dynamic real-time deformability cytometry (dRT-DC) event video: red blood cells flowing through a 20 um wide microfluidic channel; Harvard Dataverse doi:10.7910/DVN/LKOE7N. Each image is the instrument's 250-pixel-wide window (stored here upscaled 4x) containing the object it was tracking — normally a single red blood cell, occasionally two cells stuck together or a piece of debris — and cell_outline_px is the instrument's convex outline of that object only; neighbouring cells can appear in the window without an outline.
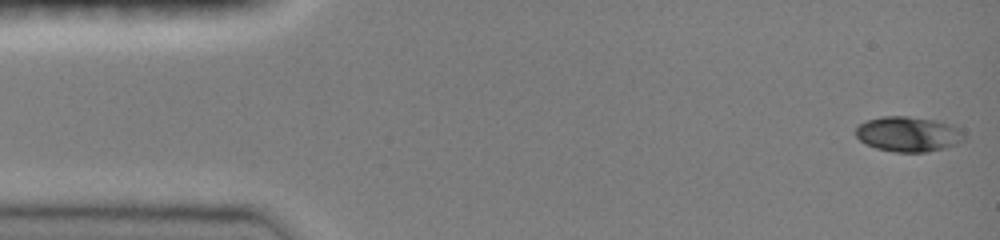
{"species": "common noctule bat (a hibernating species)", "species_latin": "Nyctalus noctula", "temperature_condition": "room temperature", "stored_images_in_passage": 47, "camera_frame_rate_fps": 3000, "um_per_image_px": 0.085, "animal": {"sex": "female", "body_mass_g": 19.0, "forearm_length_mm": 51.5}, "frame": {"image": 1, "passage_image": 1, "time_ms": 0.0, "image_size_px": [1000, 240], "cell_outline_px": [[968, 136], [964, 140], [956, 144], [944, 148], [928, 152], [896, 152], [876, 148], [864, 144], [856, 136], [856, 128], [860, 124], [868, 120], [880, 116], [908, 116], [936, 120], [952, 124], [960, 128]], "centroid_in_image_um": [77.25, 11.39], "position_along_channel_um": 7.8, "area_um2": 22.48}}
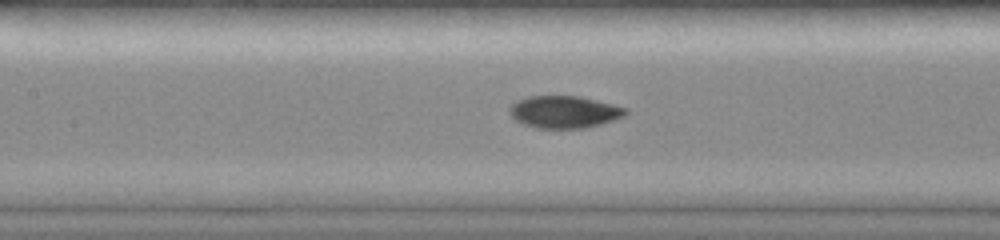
{"frame": {"image": 2, "passage_image": 21, "time_ms": 6.667, "image_size_px": [1000, 240], "cell_outline_px": [[628, 112], [624, 116], [588, 128], [536, 128], [524, 124], [516, 120], [508, 112], [508, 108], [516, 100], [528, 96], [580, 96], [628, 108]], "centroid_in_image_um": [47.94, 9.51], "position_along_channel_um": 159.5, "area_um2": 21.85}}
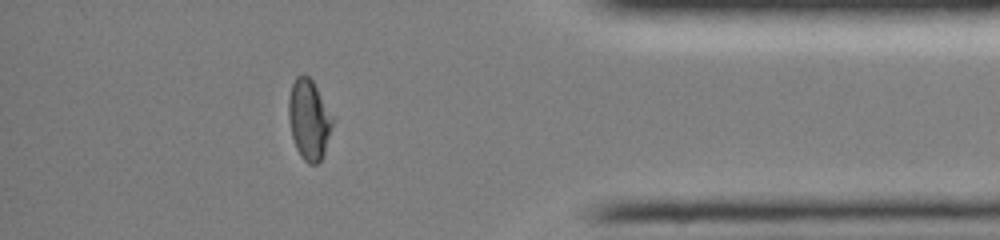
{"frame": {"image": 3, "passage_image": 41, "time_ms": 13.333, "image_size_px": [1000, 240], "cell_outline_px": [[332, 124], [324, 152], [320, 160], [316, 164], [308, 164], [300, 156], [296, 148], [292, 136], [288, 116], [288, 96], [292, 84], [296, 76], [304, 72], [312, 80], [332, 116]], "centroid_in_image_um": [26.22, 10.14], "position_along_channel_um": 409.0, "area_um2": 20.29}, "authors_computed_cell_mechanics": {"area_um2": 21.386, "velocity_mm_per_s": 4.023, "shape_relaxation_time_tau1_ms": 6.4247, "shape_relaxation_time_tau2_ms": 1.5856, "deformation_change_tau1": 0.2376, "deformation_change_tau2": 0.0319}}